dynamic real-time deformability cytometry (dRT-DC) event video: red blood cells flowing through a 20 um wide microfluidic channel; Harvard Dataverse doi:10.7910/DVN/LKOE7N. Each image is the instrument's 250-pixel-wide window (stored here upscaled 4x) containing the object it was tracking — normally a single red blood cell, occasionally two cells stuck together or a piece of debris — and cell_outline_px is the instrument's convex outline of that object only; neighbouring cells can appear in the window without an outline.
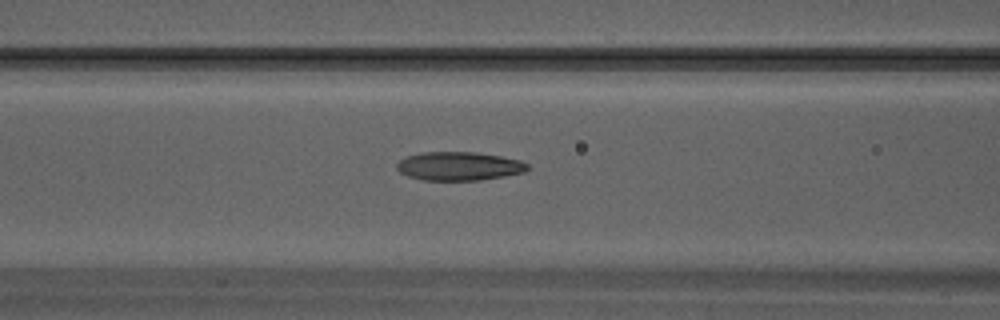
{"species": "Egyptian fruit bat (a non-hibernating species)", "species_latin": "Rousettus aegyptiacus", "temperature_condition": "warm", "stored_images_in_passage": 27, "camera_frame_rate_fps": 3000, "um_per_image_px": 0.085, "animal": {"sex": "male"}, "frame": {"image": 1, "passage_image": 10, "time_ms": 3.0, "image_size_px": [1000, 320], "cell_outline_px": [[528, 168], [524, 172], [504, 176], [480, 180], [424, 180], [408, 176], [400, 172], [396, 168], [396, 164], [404, 156], [424, 152], [476, 152], [500, 156], [520, 160], [528, 164]], "centroid_in_image_um": [38.99, 14.12], "position_along_channel_um": 127.6, "area_um2": 21.79}}
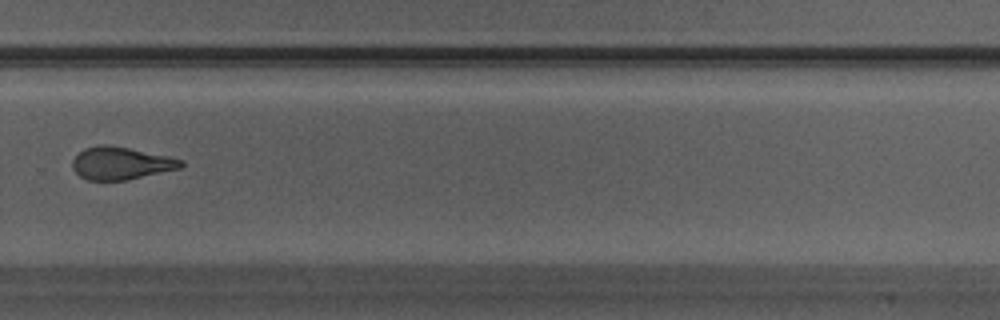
{"frame": {"image": 2, "passage_image": 19, "time_ms": 6.0, "image_size_px": [1000, 320], "cell_outline_px": [[184, 164], [180, 168], [124, 180], [88, 180], [80, 176], [72, 168], [72, 160], [84, 148], [100, 144], [108, 144], [168, 156], [184, 160]], "centroid_in_image_um": [10.25, 13.86], "position_along_channel_um": 319.5, "area_um2": 20.4}}
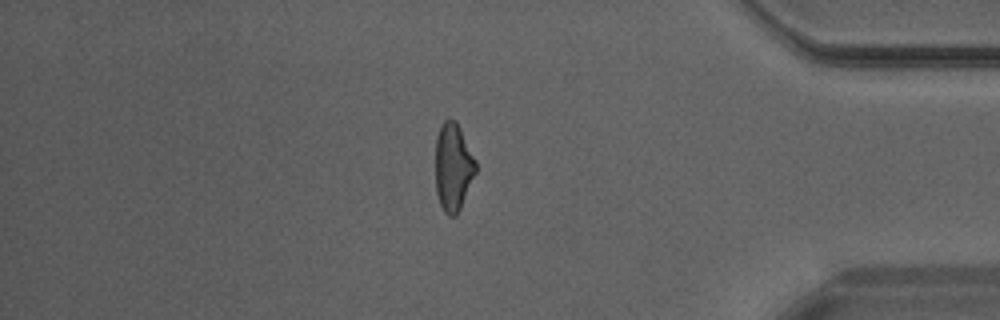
{"frame": {"image": 3, "passage_image": 24, "time_ms": 7.667, "image_size_px": [1000, 320], "cell_outline_px": [[476, 172], [460, 208], [456, 216], [448, 216], [444, 212], [440, 204], [436, 192], [436, 136], [440, 124], [444, 120], [456, 120], [476, 160]], "centroid_in_image_um": [38.51, 14.19], "position_along_channel_um": 396.7, "area_um2": 20.58}}